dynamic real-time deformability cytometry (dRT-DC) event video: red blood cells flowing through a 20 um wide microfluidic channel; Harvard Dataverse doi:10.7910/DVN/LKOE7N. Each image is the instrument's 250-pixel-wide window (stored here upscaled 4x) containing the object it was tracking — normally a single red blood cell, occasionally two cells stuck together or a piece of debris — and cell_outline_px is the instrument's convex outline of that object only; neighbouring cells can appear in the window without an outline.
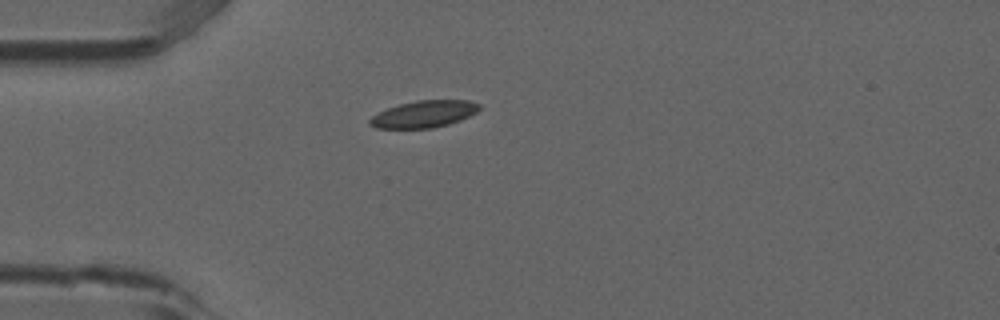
{"species": "common noctule bat (a hibernating species)", "species_latin": "Nyctalus noctula", "temperature_condition": "room temperature", "stored_images_in_passage": 1, "camera_frame_rate_fps": 3000, "um_per_image_px": 0.085, "animal": {"sex": "male", "forearm_length_mm": 52.5}, "frame": {"image": 1, "passage_image": 1, "time_ms": 0.0, "image_size_px": [1000, 320], "cell_outline_px": [[480, 108], [476, 112], [460, 120], [448, 124], [432, 128], [376, 128], [368, 124], [368, 120], [372, 116], [388, 108], [400, 104], [416, 100], [468, 100], [480, 104]], "centroid_in_image_um": [36.03, 9.69], "position_along_channel_um": 49.0, "area_um2": 17.05}}